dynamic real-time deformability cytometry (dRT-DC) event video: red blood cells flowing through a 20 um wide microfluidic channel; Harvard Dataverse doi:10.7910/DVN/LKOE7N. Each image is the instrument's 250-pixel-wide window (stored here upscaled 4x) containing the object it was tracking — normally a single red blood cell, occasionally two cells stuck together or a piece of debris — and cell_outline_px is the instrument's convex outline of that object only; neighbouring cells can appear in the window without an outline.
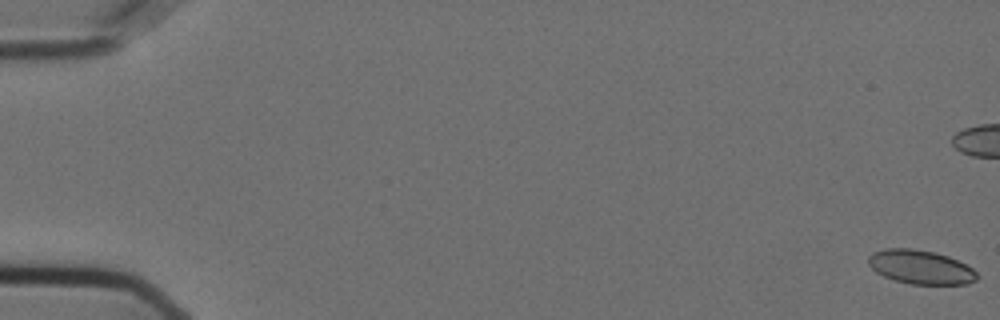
{"species": "Egyptian fruit bat (a non-hibernating species)", "species_latin": "Rousettus aegyptiacus", "temperature_condition": "cold", "stored_images_in_passage": 18, "camera_frame_rate_fps": 3000, "um_per_image_px": 0.085, "animal": {"sex": "female"}, "frame": {"image": 1, "passage_image": 1, "time_ms": 0.0, "image_size_px": [1000, 320], "cell_outline_px": [[976, 280], [968, 284], [912, 284], [896, 280], [884, 276], [876, 272], [868, 264], [868, 256], [872, 252], [884, 248], [912, 248], [936, 252], [948, 256], [972, 268], [976, 272]], "centroid_in_image_um": [78.22, 22.69], "position_along_channel_um": 6.8, "area_um2": 21.44}}